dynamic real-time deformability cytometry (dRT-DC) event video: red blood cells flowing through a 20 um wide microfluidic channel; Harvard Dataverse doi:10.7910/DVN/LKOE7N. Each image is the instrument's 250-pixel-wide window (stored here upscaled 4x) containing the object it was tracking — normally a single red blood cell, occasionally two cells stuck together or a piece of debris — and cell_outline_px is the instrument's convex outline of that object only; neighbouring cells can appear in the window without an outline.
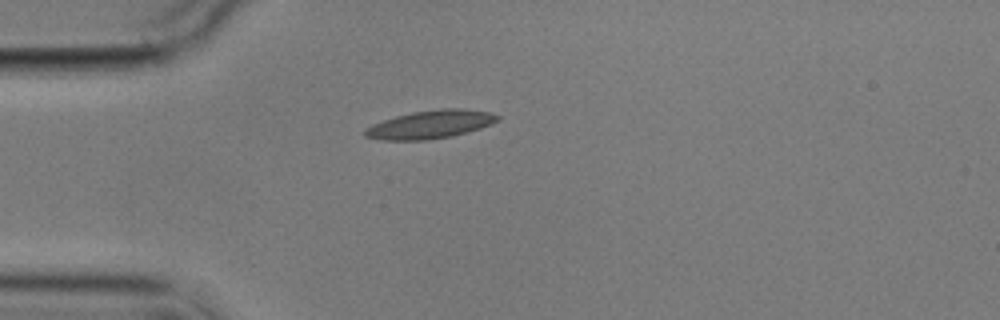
{"species": "common noctule bat (a hibernating species)", "species_latin": "Nyctalus noctula", "temperature_condition": "cold", "stored_images_in_passage": 1, "camera_frame_rate_fps": 3000, "um_per_image_px": 0.085, "animal": {"sex": "male", "body_mass_g": 17.9}, "frame": {"image": 1, "passage_image": 1, "time_ms": 0.0, "image_size_px": [1000, 320], "cell_outline_px": [[500, 120], [480, 128], [452, 136], [428, 140], [380, 140], [364, 136], [364, 128], [372, 124], [396, 116], [412, 112], [440, 108], [460, 108], [488, 112], [500, 116]], "centroid_in_image_um": [36.56, 10.58], "position_along_channel_um": 48.4, "area_um2": 21.79}}